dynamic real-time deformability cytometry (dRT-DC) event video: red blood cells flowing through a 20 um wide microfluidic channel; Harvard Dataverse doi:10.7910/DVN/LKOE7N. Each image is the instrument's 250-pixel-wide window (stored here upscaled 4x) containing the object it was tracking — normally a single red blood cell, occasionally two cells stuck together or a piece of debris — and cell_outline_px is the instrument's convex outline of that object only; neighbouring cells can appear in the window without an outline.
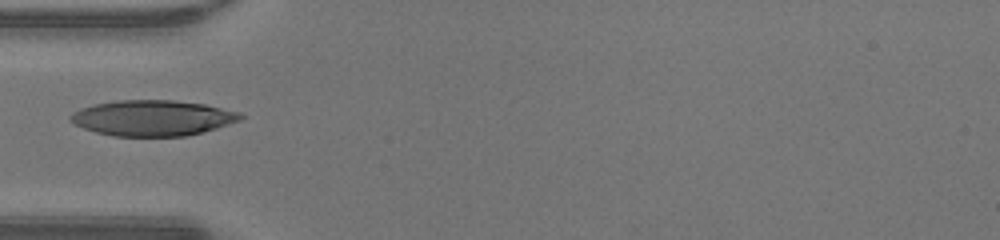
{"species": "human", "species_latin": "Homo sapiens", "temperature_condition": "warm", "stored_images_in_passage": 33, "camera_frame_rate_fps": 3000, "um_per_image_px": 0.085, "donor": {"sex": "male"}, "frame": {"image": 1, "passage_image": 1, "time_ms": 0.0, "image_size_px": [1000, 240], "cell_outline_px": [[244, 116], [240, 120], [204, 132], [184, 136], [112, 136], [96, 132], [72, 124], [68, 120], [68, 116], [72, 112], [80, 108], [92, 104], [116, 100], [172, 100], [204, 104], [240, 112]], "centroid_in_image_um": [12.91, 10.02], "position_along_channel_um": 72.1, "area_um2": 35.55}}
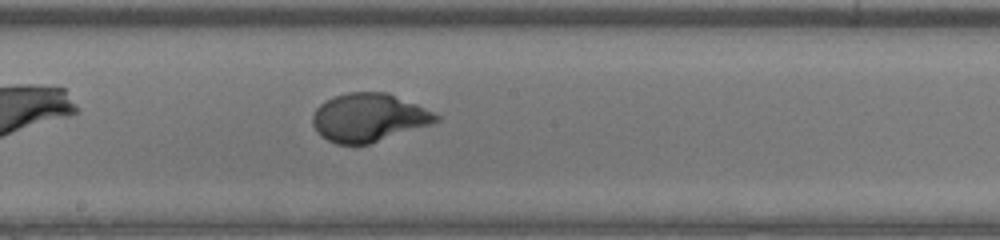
{"frame": {"image": 2, "passage_image": 11, "time_ms": 3.333, "image_size_px": [1000, 240], "cell_outline_px": [[440, 120], [432, 124], [368, 144], [336, 144], [320, 136], [316, 132], [312, 124], [312, 116], [316, 108], [324, 100], [348, 92], [388, 92], [416, 104], [440, 116]], "centroid_in_image_um": [31.31, 9.99], "position_along_channel_um": 216.9, "area_um2": 34.68}}
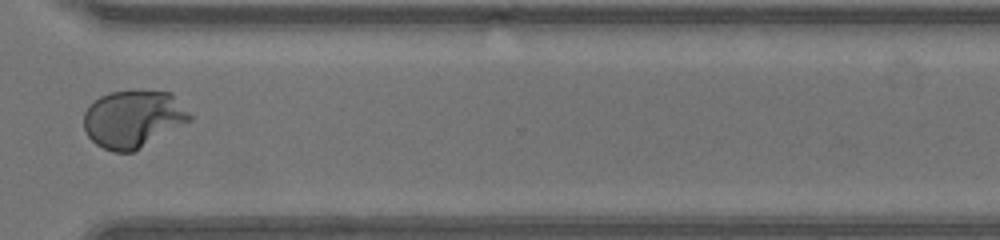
{"frame": {"image": 3, "passage_image": 21, "time_ms": 6.667, "image_size_px": [1000, 240], "cell_outline_px": [[192, 120], [132, 152], [112, 152], [96, 144], [88, 136], [84, 128], [84, 112], [88, 104], [100, 96], [108, 92], [172, 92], [192, 116]], "centroid_in_image_um": [11.3, 10.12], "position_along_channel_um": 359.3, "area_um2": 35.14}}